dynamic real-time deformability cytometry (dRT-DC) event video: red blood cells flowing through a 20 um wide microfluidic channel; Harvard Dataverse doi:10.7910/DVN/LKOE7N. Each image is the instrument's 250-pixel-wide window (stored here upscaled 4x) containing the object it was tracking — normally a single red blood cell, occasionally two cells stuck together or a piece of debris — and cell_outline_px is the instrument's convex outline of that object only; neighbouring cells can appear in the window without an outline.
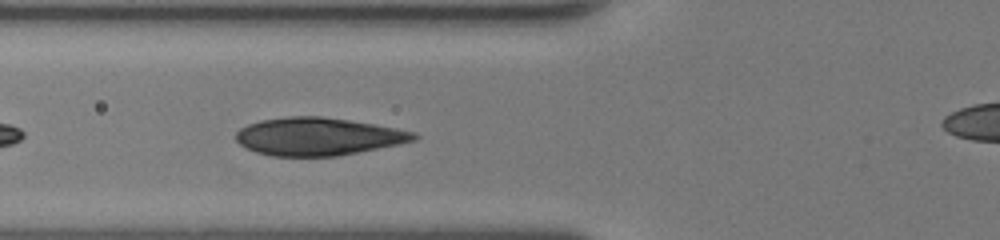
{"species": "human", "species_latin": "Homo sapiens", "temperature_condition": "room temperature", "stored_images_in_passage": 34, "camera_frame_rate_fps": 3000, "um_per_image_px": 0.085, "donor": {"sex": "female"}, "frame": {"image": 1, "passage_image": 4, "time_ms": 1.0, "image_size_px": [1000, 240], "cell_outline_px": [[420, 136], [416, 140], [400, 144], [336, 156], [272, 156], [256, 152], [240, 144], [236, 140], [236, 132], [240, 128], [248, 124], [260, 120], [288, 116], [324, 116], [396, 128], [416, 132]], "centroid_in_image_um": [27.04, 11.6], "position_along_channel_um": 98.8, "area_um2": 39.13}}
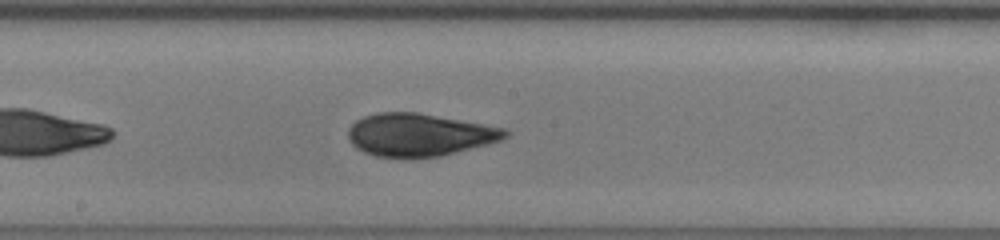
{"frame": {"image": 2, "passage_image": 12, "time_ms": 3.667, "image_size_px": [1000, 240], "cell_outline_px": [[508, 136], [504, 140], [440, 156], [376, 156], [364, 152], [356, 148], [348, 140], [348, 128], [356, 120], [364, 116], [376, 112], [416, 112], [484, 124], [504, 128], [508, 132]], "centroid_in_image_um": [35.63, 11.44], "position_along_channel_um": 212.6, "area_um2": 38.73}}
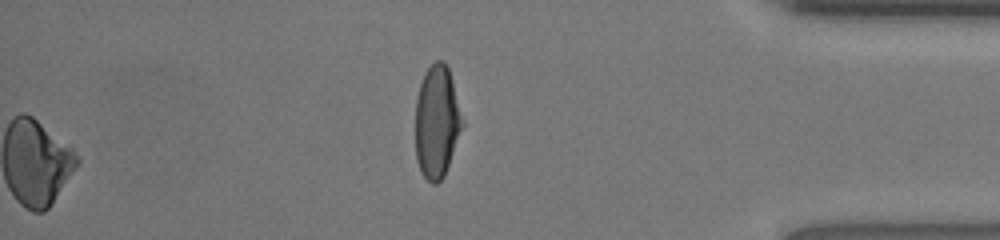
{"frame": {"image": 3, "passage_image": 34, "time_ms": 11.0, "image_size_px": [1000, 240], "cell_outline_px": [[464, 124], [444, 176], [436, 184], [432, 184], [420, 172], [416, 160], [416, 96], [424, 72], [436, 60], [444, 60], [448, 68], [452, 80], [464, 120]], "centroid_in_image_um": [37.13, 10.34], "position_along_channel_um": 398.1, "area_um2": 30.92}, "authors_computed_cell_mechanics": {"area_um2": 38.1769, "velocity_mm_per_s": 4.2759, "shape_relaxation_time_tau1_ms": 5.9765, "shape_relaxation_time_tau2_ms": 1.3162, "deformation_change_tau1": 0.1704, "deformation_change_tau2": 0.0306}}